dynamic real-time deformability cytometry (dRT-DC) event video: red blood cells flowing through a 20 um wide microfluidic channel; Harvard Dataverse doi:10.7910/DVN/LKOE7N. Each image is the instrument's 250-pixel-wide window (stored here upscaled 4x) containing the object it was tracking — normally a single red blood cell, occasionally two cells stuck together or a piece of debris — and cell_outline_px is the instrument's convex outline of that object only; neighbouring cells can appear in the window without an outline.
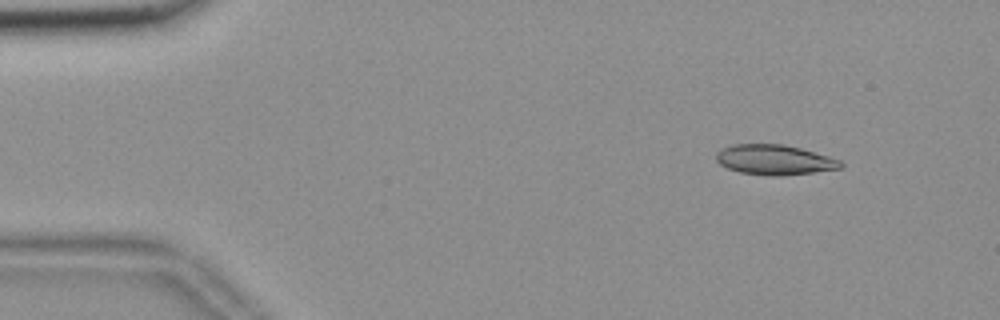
{"species": "common noctule bat (a hibernating species)", "species_latin": "Nyctalus noctula", "temperature_condition": "room temperature", "stored_images_in_passage": 53, "camera_frame_rate_fps": 3000, "um_per_image_px": 0.085, "animal": {"sex": "female", "body_mass_g": 18.4}, "frame": {"image": 1, "passage_image": 4, "time_ms": 1.0, "image_size_px": [1000, 320], "cell_outline_px": [[844, 164], [840, 168], [812, 172], [780, 176], [768, 176], [740, 172], [728, 168], [720, 164], [716, 160], [716, 152], [720, 148], [732, 144], [784, 144], [800, 148], [828, 156], [840, 160]], "centroid_in_image_um": [65.79, 13.57], "position_along_channel_um": 19.2, "area_um2": 21.79}}
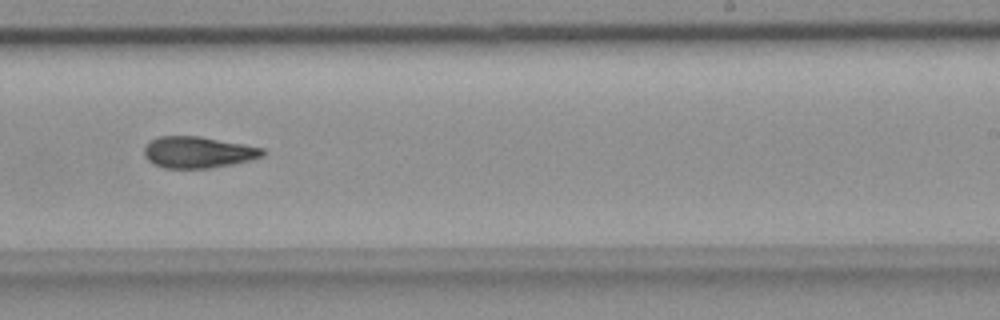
{"frame": {"image": 2, "passage_image": 32, "time_ms": 10.333, "image_size_px": [1000, 320], "cell_outline_px": [[264, 156], [232, 164], [208, 168], [164, 168], [152, 164], [144, 156], [144, 148], [156, 136], [200, 136], [244, 144], [264, 148]], "centroid_in_image_um": [16.81, 12.94], "position_along_channel_um": 272.2, "area_um2": 21.68}}
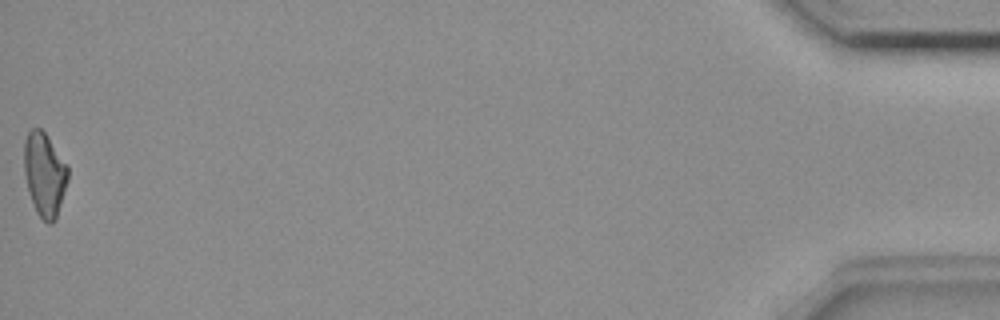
{"frame": {"image": 3, "passage_image": 53, "time_ms": 17.333, "image_size_px": [1000, 320], "cell_outline_px": [[68, 180], [56, 220], [52, 224], [48, 224], [36, 212], [28, 192], [24, 172], [24, 140], [28, 132], [32, 128], [40, 128], [48, 136], [68, 164]], "centroid_in_image_um": [3.79, 14.82], "position_along_channel_um": 431.4, "area_um2": 21.68}, "authors_computed_cell_mechanics": {"area_um2": 21.675, "velocity_mm_per_s": 3.6962, "shape_relaxation_time_tau1_ms": null, "shape_relaxation_time_tau2_ms": 7.5306, "deformation_change_tau1": null, "deformation_change_tau2": 0.1664}}